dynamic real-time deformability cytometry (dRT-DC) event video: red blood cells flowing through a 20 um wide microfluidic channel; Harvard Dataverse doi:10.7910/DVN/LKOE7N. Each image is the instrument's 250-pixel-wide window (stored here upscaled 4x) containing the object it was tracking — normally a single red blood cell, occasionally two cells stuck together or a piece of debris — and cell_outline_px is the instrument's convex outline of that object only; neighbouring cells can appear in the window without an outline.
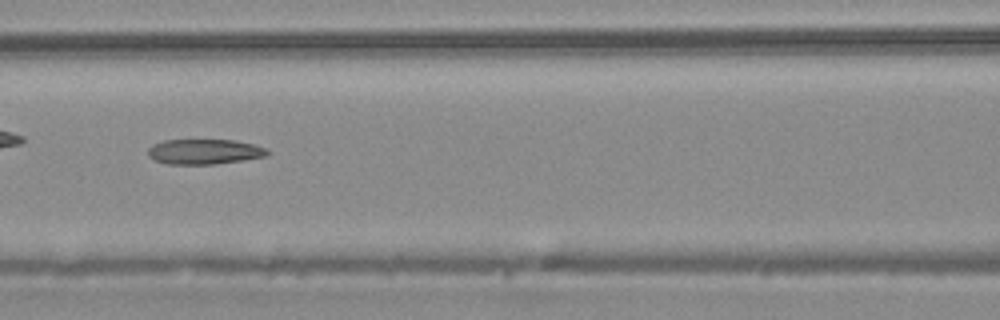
{"species": "common noctule bat (a hibernating species)", "species_latin": "Nyctalus noctula", "temperature_condition": "warm", "stored_images_in_passage": 48, "camera_frame_rate_fps": 3000, "um_per_image_px": 0.085, "animal": {"sex": "male", "body_mass_g": 20.4}, "frame": {"image": 1, "passage_image": 21, "time_ms": 6.667, "image_size_px": [1000, 320], "cell_outline_px": [[268, 156], [244, 160], [216, 164], [168, 164], [152, 160], [148, 156], [148, 148], [152, 144], [164, 140], [236, 140], [256, 144], [268, 148]], "centroid_in_image_um": [17.39, 12.89], "position_along_channel_um": 149.2, "area_um2": 17.8}, "authors_computed_cell_mechanics": {"area_um2": 18.9006, "velocity_mm_per_s": 4.2276, "shape_relaxation_time_tau1_ms": 8.6211, "shape_relaxation_time_tau2_ms": 8.082, "deformation_change_tau1": 0.1696, "deformation_change_tau2": 0.2326}}